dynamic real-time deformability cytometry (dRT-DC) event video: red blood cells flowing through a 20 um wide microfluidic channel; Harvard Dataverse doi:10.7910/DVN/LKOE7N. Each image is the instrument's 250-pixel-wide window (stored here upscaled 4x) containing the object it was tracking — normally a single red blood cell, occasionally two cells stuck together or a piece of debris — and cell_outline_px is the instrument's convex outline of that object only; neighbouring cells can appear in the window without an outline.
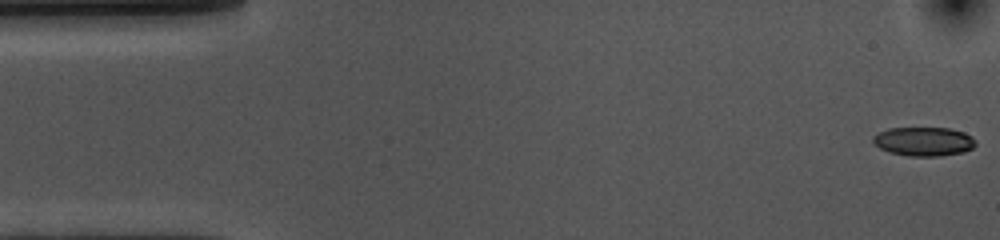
{"species": "common noctule bat (a hibernating species)", "species_latin": "Nyctalus noctula", "temperature_condition": "cold", "stored_images_in_passage": 54, "camera_frame_rate_fps": 3000, "um_per_image_px": 0.085, "animal": {"sex": "female", "body_mass_g": 10.0, "forearm_length_mm": 53.1}, "frame": {"image": 1, "passage_image": 1, "time_ms": 0.0, "image_size_px": [1000, 240], "cell_outline_px": [[976, 144], [972, 148], [964, 152], [940, 156], [908, 156], [888, 152], [880, 148], [872, 140], [872, 136], [888, 128], [948, 128], [964, 132], [972, 136], [976, 140]], "centroid_in_image_um": [78.53, 12.03], "position_along_channel_um": 6.5, "area_um2": 17.4}}
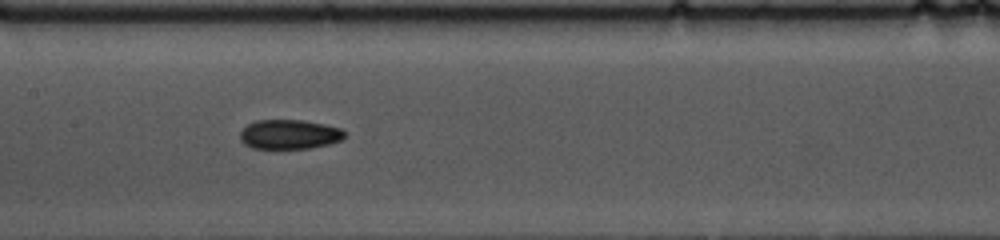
{"frame": {"image": 2, "passage_image": 25, "time_ms": 8.0, "image_size_px": [1000, 240], "cell_outline_px": [[344, 140], [312, 148], [252, 148], [244, 144], [240, 140], [240, 132], [248, 124], [256, 120], [304, 120], [324, 124], [340, 128], [344, 132]], "centroid_in_image_um": [24.6, 11.42], "position_along_channel_um": 182.8, "area_um2": 17.98}}
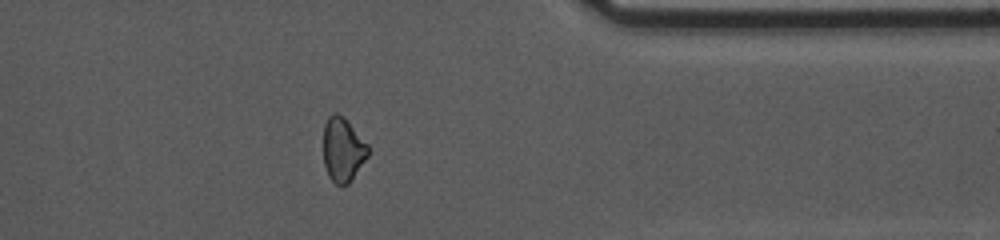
{"frame": {"image": 3, "passage_image": 43, "time_ms": 14.0, "image_size_px": [1000, 240], "cell_outline_px": [[368, 156], [352, 180], [348, 184], [336, 184], [328, 176], [324, 164], [324, 124], [328, 116], [332, 112], [336, 112], [344, 116], [368, 144]], "centroid_in_image_um": [29.14, 12.69], "position_along_channel_um": 382.3, "area_um2": 16.82}, "authors_computed_cell_mechanics": {"area_um2": 18.0914, "velocity_mm_per_s": 3.6169, "shape_relaxation_time_tau1_ms": null, "shape_relaxation_time_tau2_ms": 4.1356, "deformation_change_tau1": null, "deformation_change_tau2": 0.0866}}